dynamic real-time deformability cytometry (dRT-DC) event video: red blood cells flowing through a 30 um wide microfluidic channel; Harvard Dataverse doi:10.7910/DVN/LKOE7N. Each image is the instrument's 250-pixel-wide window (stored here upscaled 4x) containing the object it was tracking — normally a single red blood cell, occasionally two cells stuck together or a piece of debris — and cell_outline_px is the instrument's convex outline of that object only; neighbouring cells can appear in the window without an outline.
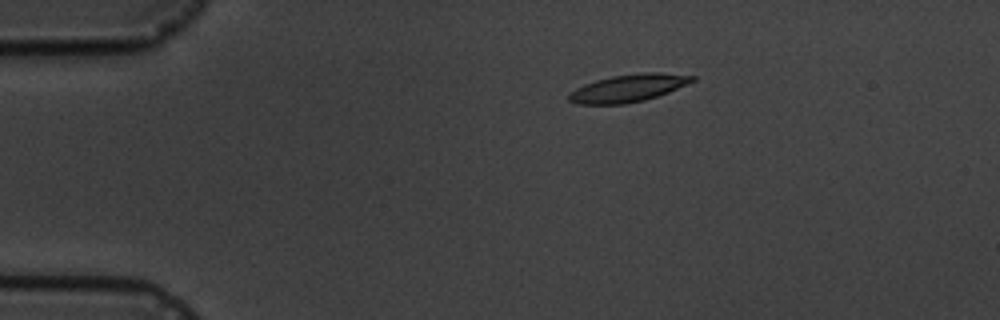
{"species": "common noctule bat (a hibernating species)", "species_latin": "Nyctalus noctula", "temperature_condition": "cold", "stored_images_in_passage": 14, "camera_frame_rate_fps": 3000, "um_per_image_px": 0.085, "animal": {"sex": "male", "body_mass_g": 19.5, "forearm_length_mm": 54.6}, "frame": {"image": 1, "passage_image": 2, "time_ms": 2.0, "image_size_px": [1000, 320], "cell_outline_px": [[696, 80], [668, 92], [644, 100], [624, 104], [576, 104], [568, 100], [568, 96], [576, 88], [584, 84], [596, 80], [612, 76], [640, 72], [660, 72], [696, 76]], "centroid_in_image_um": [53.41, 7.48], "position_along_channel_um": 31.6, "area_um2": 19.71}}
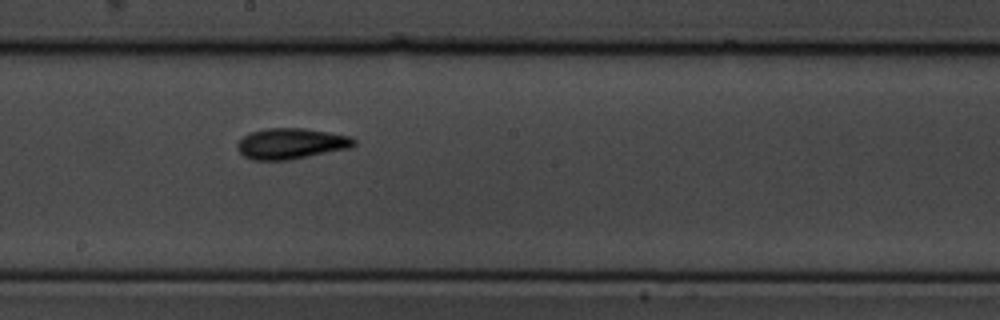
{"frame": {"image": 2, "passage_image": 8, "time_ms": 9.0, "image_size_px": [1000, 320], "cell_outline_px": [[356, 144], [352, 148], [288, 160], [252, 160], [244, 156], [236, 148], [236, 144], [244, 136], [252, 132], [268, 128], [304, 128], [352, 136], [356, 140]], "centroid_in_image_um": [24.78, 12.21], "position_along_channel_um": 223.4, "area_um2": 21.04}}
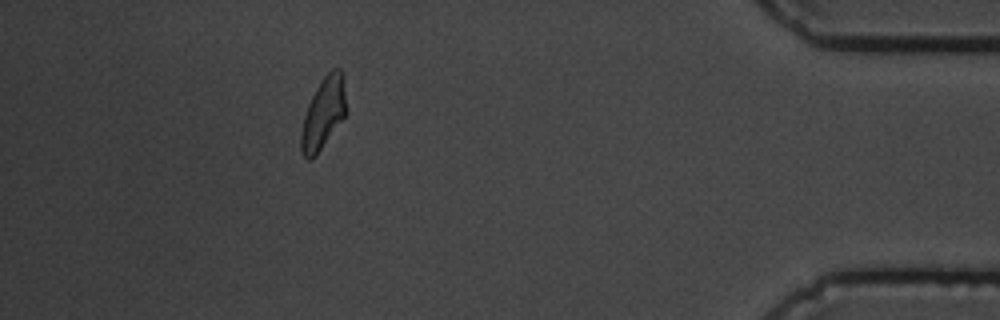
{"frame": {"image": 3, "passage_image": 13, "time_ms": 15.667, "image_size_px": [1000, 320], "cell_outline_px": [[348, 112], [316, 156], [312, 160], [308, 160], [300, 152], [300, 132], [304, 116], [308, 104], [316, 88], [324, 76], [332, 68], [340, 68], [344, 72]], "centroid_in_image_um": [27.52, 9.62], "position_along_channel_um": 407.7, "area_um2": 19.36}, "authors_computed_cell_mechanics": {"area_um2": 19.1029, "velocity_mm_per_s": 3.4946, "shape_relaxation_time_tau1_ms": 2.7097, "shape_relaxation_time_tau2_ms": 3.2323, "deformation_change_tau1": 0.1254, "deformation_change_tau2": 0.1005}}